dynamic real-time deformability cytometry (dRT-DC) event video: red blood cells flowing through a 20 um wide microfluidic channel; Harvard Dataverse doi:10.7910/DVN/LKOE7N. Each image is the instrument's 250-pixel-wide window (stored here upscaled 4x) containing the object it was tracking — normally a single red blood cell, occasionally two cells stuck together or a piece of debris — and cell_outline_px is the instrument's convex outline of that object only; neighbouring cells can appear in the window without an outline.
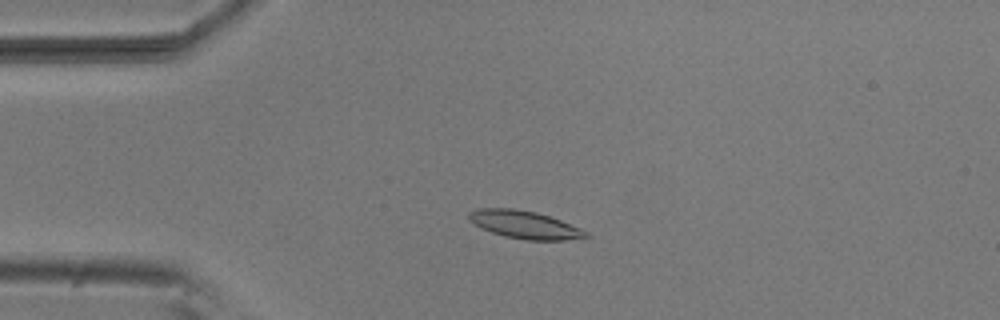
{"species": "common noctule bat (a hibernating species)", "species_latin": "Nyctalus noctula", "temperature_condition": "room temperature", "stored_images_in_passage": 52, "camera_frame_rate_fps": 3000, "um_per_image_px": 0.085, "animal": {"sex": "male", "body_mass_g": 20.5, "forearm_length_mm": 52.5}, "frame": {"image": 1, "passage_image": 11, "time_ms": 3.333, "image_size_px": [1000, 320], "cell_outline_px": [[592, 236], [584, 240], [524, 240], [504, 236], [480, 228], [468, 220], [468, 212], [476, 208], [512, 208], [536, 212], [560, 220], [580, 228], [588, 232]], "centroid_in_image_um": [44.63, 19.11], "position_along_channel_um": 40.4, "area_um2": 19.31}}
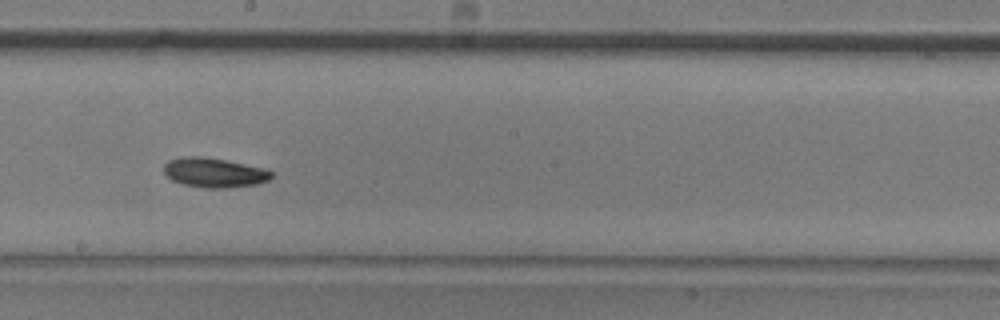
{"frame": {"image": 2, "passage_image": 28, "time_ms": 9.0, "image_size_px": [1000, 320], "cell_outline_px": [[272, 176], [268, 180], [256, 184], [224, 188], [204, 188], [184, 184], [172, 180], [164, 172], [164, 164], [168, 160], [180, 156], [200, 156], [224, 160], [268, 168], [272, 172]], "centroid_in_image_um": [18.21, 14.66], "position_along_channel_um": 230.0, "area_um2": 18.55}}
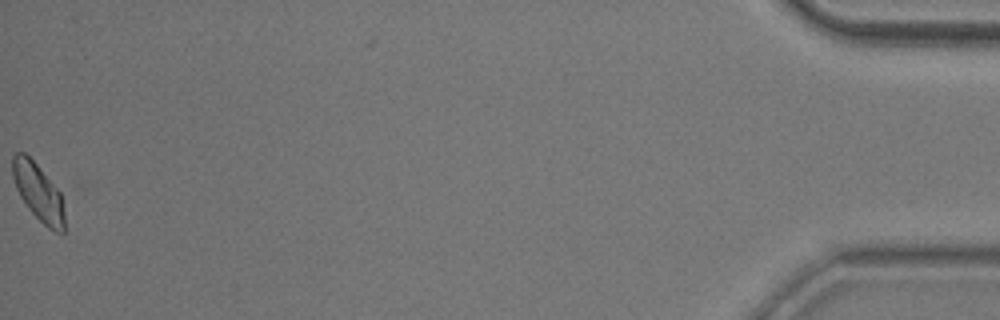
{"frame": {"image": 3, "passage_image": 52, "time_ms": 17.0, "image_size_px": [1000, 320], "cell_outline_px": [[64, 232], [56, 232], [48, 228], [28, 208], [20, 196], [16, 188], [12, 176], [12, 156], [16, 152], [24, 152], [36, 164], [60, 192], [64, 212]], "centroid_in_image_um": [3.23, 16.33], "position_along_channel_um": 432.0, "area_um2": 17.05}, "authors_computed_cell_mechanics": {"area_um2": 18.0914, "velocity_mm_per_s": 3.7893, "shape_relaxation_time_tau1_ms": 2.6464, "shape_relaxation_time_tau2_ms": null, "deformation_change_tau1": 0.0927, "deformation_change_tau2": null}}